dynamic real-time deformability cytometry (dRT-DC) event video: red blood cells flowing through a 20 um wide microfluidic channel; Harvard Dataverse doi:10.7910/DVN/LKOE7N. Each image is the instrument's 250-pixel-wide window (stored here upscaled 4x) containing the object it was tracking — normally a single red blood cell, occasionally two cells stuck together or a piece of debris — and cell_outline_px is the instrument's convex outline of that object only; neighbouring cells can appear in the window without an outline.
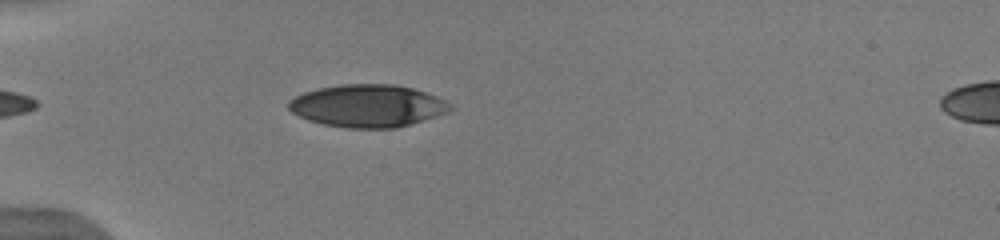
{"species": "human", "species_latin": "Homo sapiens", "temperature_condition": "warm", "stored_images_in_passage": 13, "camera_frame_rate_fps": 3000, "um_per_image_px": 0.085, "donor": {"sex": "male"}, "frame": {"image": 1, "passage_image": 4, "time_ms": 0.667, "image_size_px": [1000, 240], "cell_outline_px": [[452, 108], [448, 112], [424, 120], [396, 128], [344, 128], [324, 124], [308, 120], [292, 112], [288, 108], [288, 100], [304, 92], [320, 88], [340, 84], [396, 84], [412, 88], [436, 96], [452, 104]], "centroid_in_image_um": [31.25, 8.99], "position_along_channel_um": 53.8, "area_um2": 40.0}}